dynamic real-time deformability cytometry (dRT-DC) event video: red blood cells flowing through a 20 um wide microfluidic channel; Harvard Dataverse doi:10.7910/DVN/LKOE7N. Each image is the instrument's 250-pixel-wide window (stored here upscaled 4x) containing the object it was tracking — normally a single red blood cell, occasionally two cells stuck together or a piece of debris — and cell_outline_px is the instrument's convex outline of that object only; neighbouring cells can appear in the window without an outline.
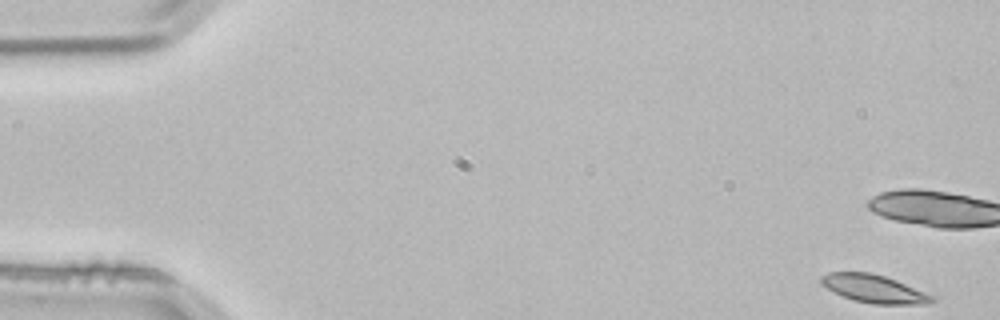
{"species": "common noctule bat (a hibernating species)", "species_latin": "Nyctalus noctula", "temperature_condition": "room temperature", "stored_images_in_passage": 5, "camera_frame_rate_fps": 3000, "um_per_image_px": 0.085, "animal": {"sex": "male", "body_mass_g": 21.5, "forearm_length_mm": 52.0}, "frame": {"image": 1, "passage_image": 1, "time_ms": 0.0, "image_size_px": [1000, 320], "cell_outline_px": [[936, 300], [932, 304], [872, 304], [856, 300], [844, 296], [820, 284], [820, 276], [828, 272], [872, 272], [896, 280], [936, 296]], "centroid_in_image_um": [74.35, 24.54], "position_along_channel_um": 10.7, "area_um2": 18.15}}
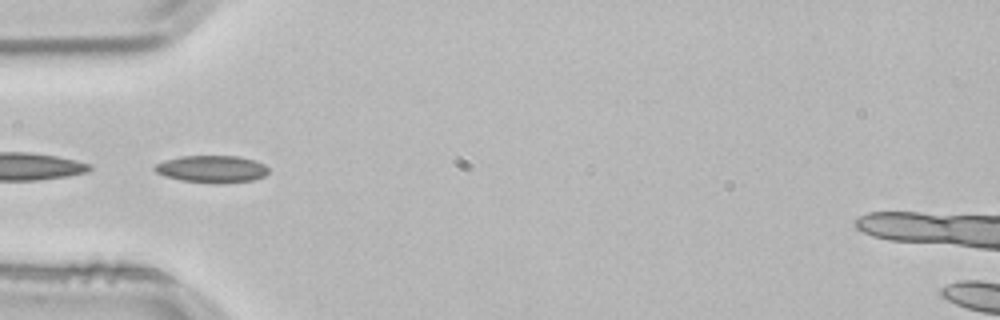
{"frame": {"image": 2, "passage_image": 5, "time_ms": 1.333, "image_size_px": [1000, 320], "cell_outline_px": [[268, 172], [264, 176], [252, 180], [220, 184], [216, 184], [180, 180], [164, 176], [156, 172], [152, 168], [156, 164], [164, 160], [180, 156], [240, 156], [256, 160], [264, 164], [268, 168]], "centroid_in_image_um": [18.0, 14.37], "position_along_channel_um": 67.0, "area_um2": 18.26}}